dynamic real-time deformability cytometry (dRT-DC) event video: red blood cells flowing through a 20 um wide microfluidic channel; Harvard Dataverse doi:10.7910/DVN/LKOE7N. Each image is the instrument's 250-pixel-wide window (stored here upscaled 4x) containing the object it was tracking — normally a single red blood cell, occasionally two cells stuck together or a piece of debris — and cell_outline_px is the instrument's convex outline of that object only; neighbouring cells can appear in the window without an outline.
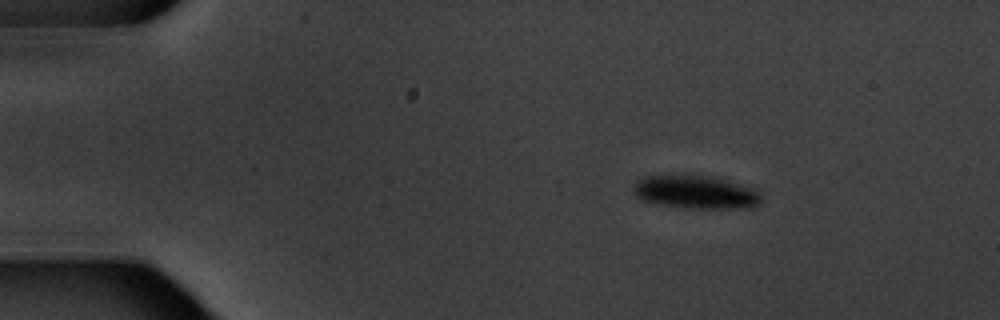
{"species": "common noctule bat (a hibernating species)", "species_latin": "Nyctalus noctula", "temperature_condition": "warm", "stored_images_in_passage": 6, "camera_frame_rate_fps": 3000, "um_per_image_px": 0.085, "animal": {"sex": "male", "body_mass_g": 20.1, "forearm_length_mm": 53.5}, "frame": {"image": 1, "passage_image": 2, "time_ms": 1.333, "image_size_px": [1000, 320], "cell_outline_px": [[760, 204], [752, 208], [688, 208], [660, 204], [644, 200], [636, 196], [632, 192], [632, 184], [636, 180], [644, 176], [712, 176], [756, 188], [760, 192]], "centroid_in_image_um": [59.15, 16.33], "position_along_channel_um": 25.8, "area_um2": 24.8}}
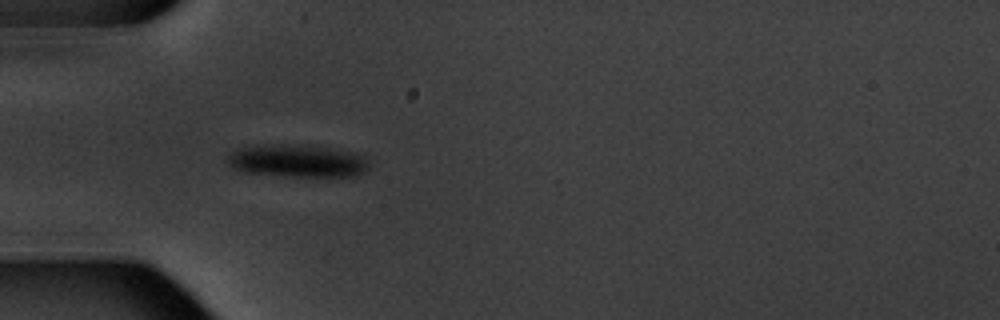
{"frame": {"image": 2, "passage_image": 4, "time_ms": 4.333, "image_size_px": [1000, 320], "cell_outline_px": [[368, 168], [364, 172], [356, 176], [292, 176], [244, 172], [232, 168], [228, 164], [228, 156], [232, 152], [240, 148], [252, 144], [312, 144], [356, 152], [364, 156], [368, 160]], "centroid_in_image_um": [25.3, 13.64], "position_along_channel_um": 59.7, "area_um2": 27.51}}
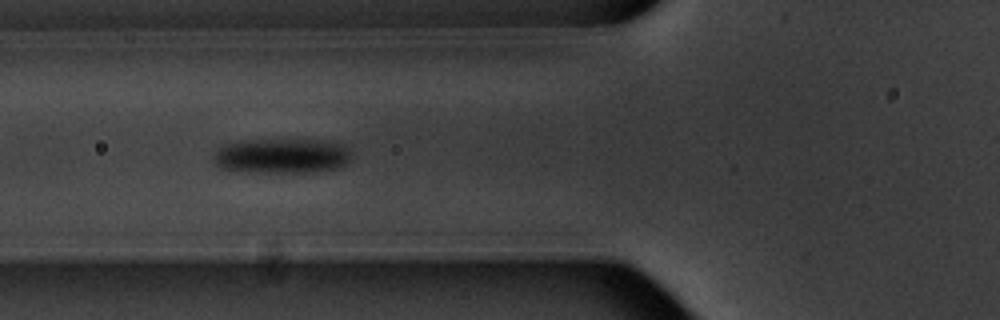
{"frame": {"image": 3, "passage_image": 5, "time_ms": 5.667, "image_size_px": [1000, 320], "cell_outline_px": [[352, 156], [340, 168], [304, 172], [248, 172], [220, 168], [212, 160], [212, 152], [224, 144], [244, 140], [324, 140], [344, 144], [352, 152]], "centroid_in_image_um": [23.92, 13.24], "position_along_channel_um": 101.9, "area_um2": 28.38}}